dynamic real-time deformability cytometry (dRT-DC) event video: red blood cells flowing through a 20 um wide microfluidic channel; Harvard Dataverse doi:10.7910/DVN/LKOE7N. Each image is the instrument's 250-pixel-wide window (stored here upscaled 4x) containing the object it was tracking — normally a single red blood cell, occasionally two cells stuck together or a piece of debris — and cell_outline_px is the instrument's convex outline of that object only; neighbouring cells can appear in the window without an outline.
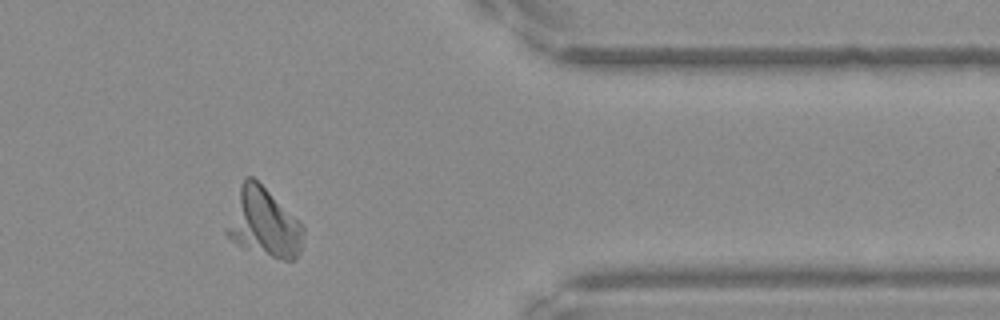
{"species": "Egyptian fruit bat (a non-hibernating species)", "species_latin": "Rousettus aegyptiacus", "temperature_condition": "warm", "stored_images_in_passage": 41, "camera_frame_rate_fps": 3000, "um_per_image_px": 0.085, "frame": {"image": 1, "passage_image": 32, "time_ms": 10.333, "image_size_px": [1000, 320], "cell_outline_px": [[304, 244], [300, 252], [292, 260], [280, 260], [240, 244], [232, 240], [224, 232], [240, 184], [244, 176], [252, 176], [300, 220], [304, 224]], "centroid_in_image_um": [22.46, 18.92], "position_along_channel_um": 388.9, "area_um2": 30.46}}
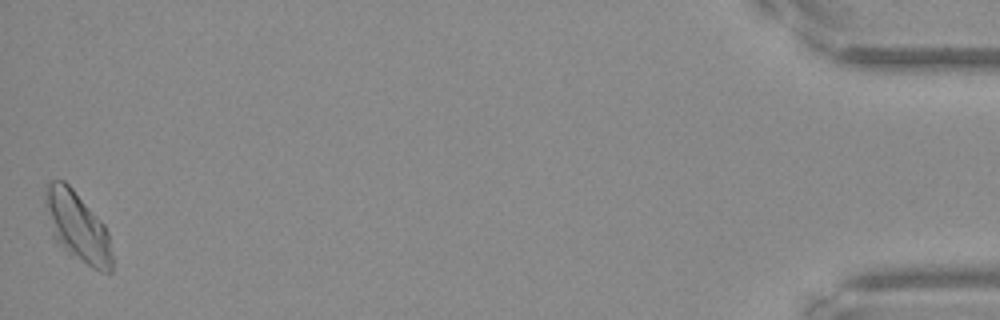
{"frame": {"image": 2, "passage_image": 41, "time_ms": 13.333, "image_size_px": [1000, 320], "cell_outline_px": [[112, 272], [100, 272], [92, 268], [72, 256], [52, 236], [44, 200], [44, 188], [52, 180], [64, 180], [72, 188], [104, 224], [108, 232], [112, 256]], "centroid_in_image_um": [6.58, 19.27], "position_along_channel_um": 428.6, "area_um2": 27.05}}